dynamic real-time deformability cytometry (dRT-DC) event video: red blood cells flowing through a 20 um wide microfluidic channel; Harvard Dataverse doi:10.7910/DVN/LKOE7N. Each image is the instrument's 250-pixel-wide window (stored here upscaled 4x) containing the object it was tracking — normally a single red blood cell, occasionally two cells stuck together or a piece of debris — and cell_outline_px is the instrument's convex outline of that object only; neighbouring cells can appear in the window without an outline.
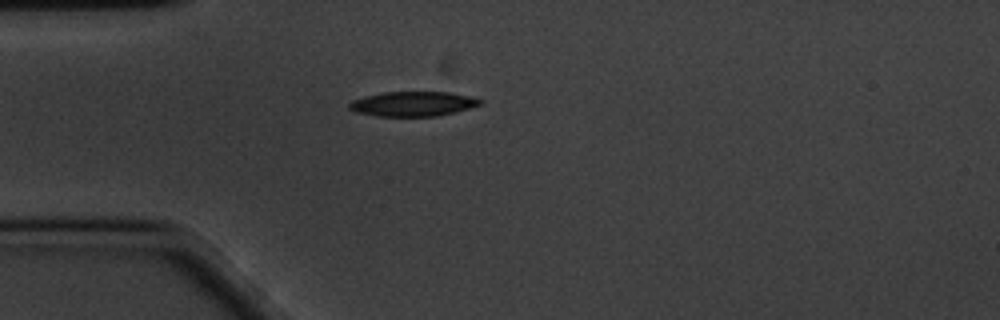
{"species": "common noctule bat (a hibernating species)", "species_latin": "Nyctalus noctula", "temperature_condition": "cold", "stored_images_in_passage": 44, "camera_frame_rate_fps": 3000, "um_per_image_px": 0.085, "animal": {"sex": "male", "body_mass_g": 20.1, "forearm_length_mm": 53.5}, "frame": {"image": 1, "passage_image": 1, "time_ms": 0.0, "image_size_px": [1000, 320], "cell_outline_px": [[484, 104], [456, 112], [436, 116], [376, 116], [356, 112], [348, 108], [348, 104], [352, 100], [364, 96], [384, 92], [448, 92], [468, 96], [484, 100]], "centroid_in_image_um": [35.11, 8.83], "position_along_channel_um": 49.9, "area_um2": 18.96}}
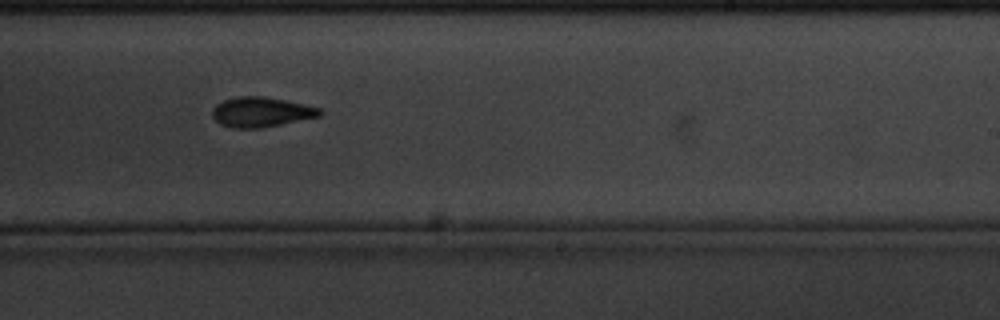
{"frame": {"image": 2, "passage_image": 21, "time_ms": 6.667, "image_size_px": [1000, 320], "cell_outline_px": [[324, 112], [320, 116], [260, 128], [232, 128], [220, 124], [212, 116], [212, 108], [216, 104], [224, 100], [236, 96], [264, 96], [304, 104], [320, 108]], "centroid_in_image_um": [22.17, 9.52], "position_along_channel_um": 266.8, "area_um2": 18.73}}
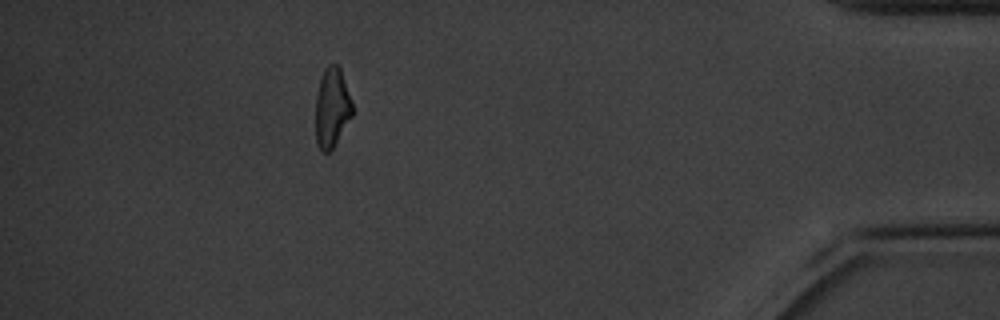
{"frame": {"image": 3, "passage_image": 38, "time_ms": 12.333, "image_size_px": [1000, 320], "cell_outline_px": [[352, 116], [332, 148], [328, 152], [324, 152], [316, 144], [316, 92], [324, 68], [328, 64], [336, 64], [340, 68], [352, 100]], "centroid_in_image_um": [28.21, 9.12], "position_along_channel_um": 407.0, "area_um2": 16.94}, "authors_computed_cell_mechanics": {"area_um2": 18.5827, "velocity_mm_per_s": 3.3916, "shape_relaxation_time_tau1_ms": 2.9563, "shape_relaxation_time_tau2_ms": 4.257, "deformation_change_tau1": 0.1255, "deformation_change_tau2": 0.1151}}